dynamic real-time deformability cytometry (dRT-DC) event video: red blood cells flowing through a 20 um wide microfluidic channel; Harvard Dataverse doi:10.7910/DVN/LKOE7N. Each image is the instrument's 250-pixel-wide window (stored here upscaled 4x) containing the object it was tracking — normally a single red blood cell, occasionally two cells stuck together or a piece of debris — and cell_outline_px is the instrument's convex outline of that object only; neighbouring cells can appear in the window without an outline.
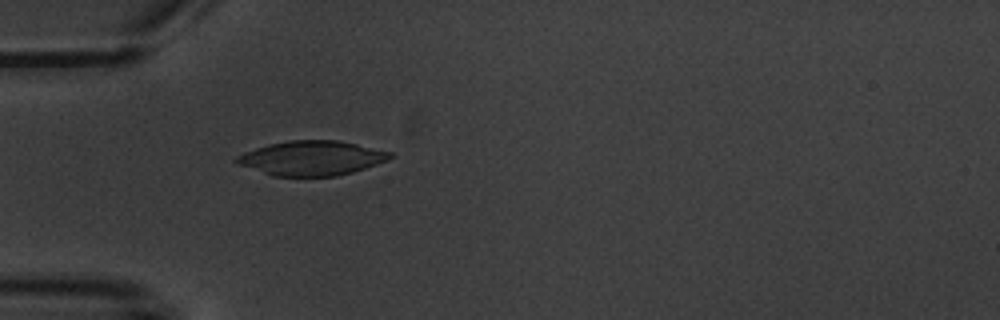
{"species": "common noctule bat (a hibernating species)", "species_latin": "Nyctalus noctula", "temperature_condition": "warm", "stored_images_in_passage": 1, "camera_frame_rate_fps": 3000, "um_per_image_px": 0.085, "animal": {"sex": "male", "body_mass_g": 20.1, "forearm_length_mm": 53.5}, "frame": {"image": 1, "passage_image": 1, "time_ms": 0.0, "image_size_px": [1000, 320], "cell_outline_px": [[392, 156], [388, 160], [352, 172], [336, 176], [272, 176], [236, 164], [232, 160], [236, 156], [244, 152], [268, 144], [288, 140], [336, 140], [356, 144], [392, 152]], "centroid_in_image_um": [26.43, 13.44], "position_along_channel_um": 58.6, "area_um2": 30.92}}